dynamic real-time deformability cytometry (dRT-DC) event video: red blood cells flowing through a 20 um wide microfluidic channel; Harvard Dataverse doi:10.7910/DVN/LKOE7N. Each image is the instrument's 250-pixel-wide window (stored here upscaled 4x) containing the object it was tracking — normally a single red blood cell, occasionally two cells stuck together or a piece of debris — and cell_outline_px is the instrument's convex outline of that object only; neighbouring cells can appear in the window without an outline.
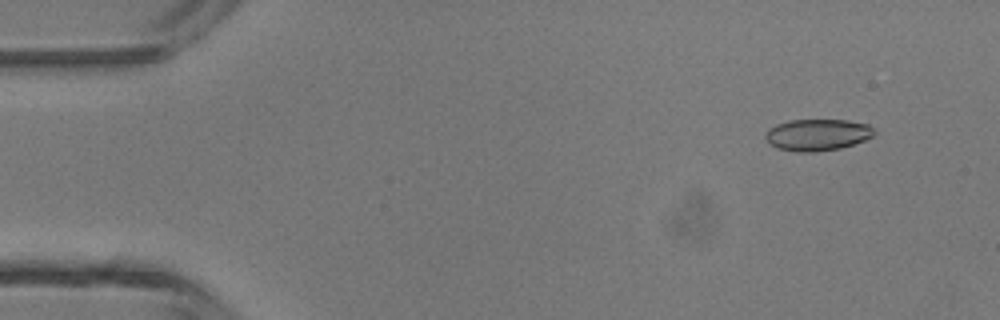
{"species": "common noctule bat (a hibernating species)", "species_latin": "Nyctalus noctula", "temperature_condition": "room temperature", "stored_images_in_passage": 4, "camera_frame_rate_fps": 3000, "um_per_image_px": 0.085, "animal": {"sex": "male", "body_mass_g": 13.3}, "frame": {"image": 1, "passage_image": 1, "time_ms": 0.0, "image_size_px": [1000, 320], "cell_outline_px": [[876, 132], [872, 136], [864, 140], [840, 148], [816, 152], [796, 152], [776, 148], [768, 144], [764, 136], [768, 128], [776, 124], [788, 120], [848, 120], [868, 124]], "centroid_in_image_um": [69.42, 11.46], "position_along_channel_um": 15.6, "area_um2": 20.23}}
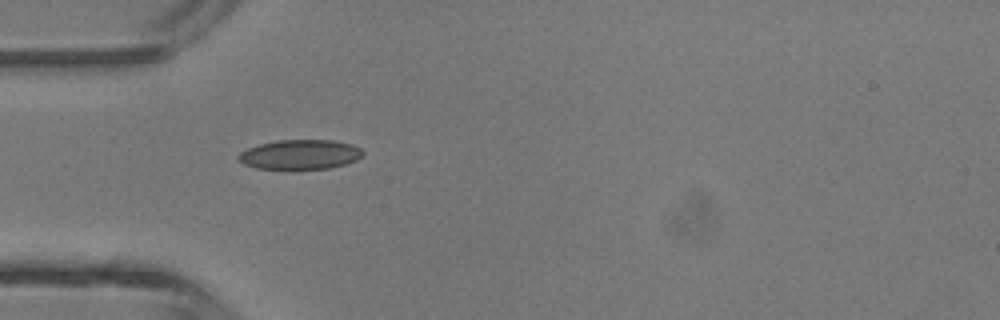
{"frame": {"image": 2, "passage_image": 4, "time_ms": 1.0, "image_size_px": [1000, 320], "cell_outline_px": [[364, 152], [356, 160], [344, 164], [328, 168], [256, 168], [244, 164], [236, 156], [240, 152], [248, 148], [260, 144], [276, 140], [332, 140], [352, 144], [360, 148]], "centroid_in_image_um": [25.5, 13.11], "position_along_channel_um": 59.5, "area_um2": 21.15}}